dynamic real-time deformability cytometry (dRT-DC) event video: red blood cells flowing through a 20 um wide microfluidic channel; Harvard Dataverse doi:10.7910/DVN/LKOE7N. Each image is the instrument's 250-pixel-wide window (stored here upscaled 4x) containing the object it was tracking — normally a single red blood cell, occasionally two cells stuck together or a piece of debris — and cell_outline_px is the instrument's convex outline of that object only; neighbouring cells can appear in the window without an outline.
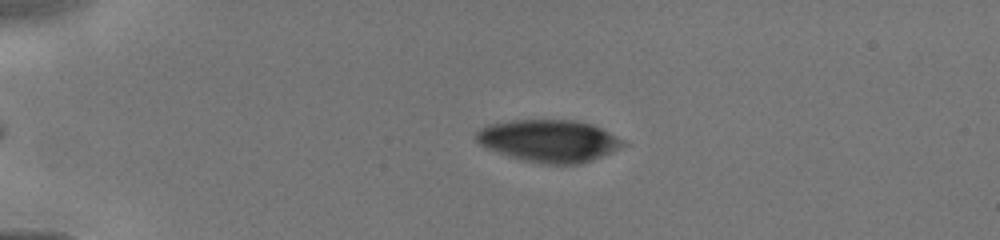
{"species": "human", "species_latin": "Homo sapiens", "temperature_condition": "cold", "stored_images_in_passage": 19, "camera_frame_rate_fps": 3000, "um_per_image_px": 0.085, "donor": {"sex": "male"}, "frame": {"image": 1, "passage_image": 2, "time_ms": 0.333, "image_size_px": [1000, 240], "cell_outline_px": [[628, 144], [612, 152], [592, 160], [580, 164], [548, 164], [524, 160], [508, 156], [488, 148], [480, 144], [476, 140], [476, 132], [480, 128], [488, 124], [512, 120], [576, 120], [592, 124], [624, 140]], "centroid_in_image_um": [46.68, 11.96], "position_along_channel_um": 38.3, "area_um2": 36.07}}
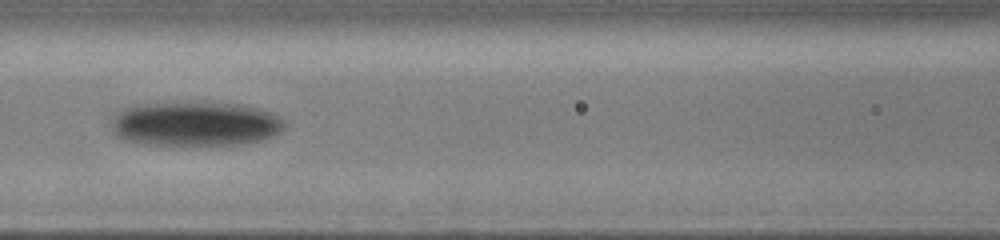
{"frame": {"image": 2, "passage_image": 12, "time_ms": 4.0, "image_size_px": [1000, 240], "cell_outline_px": [[284, 128], [280, 132], [272, 136], [260, 140], [244, 144], [140, 144], [124, 140], [116, 136], [112, 132], [112, 116], [124, 108], [136, 104], [192, 100], [212, 100], [244, 104], [260, 108], [276, 116], [284, 124]], "centroid_in_image_um": [16.55, 10.47], "position_along_channel_um": 150.1, "area_um2": 46.01}}
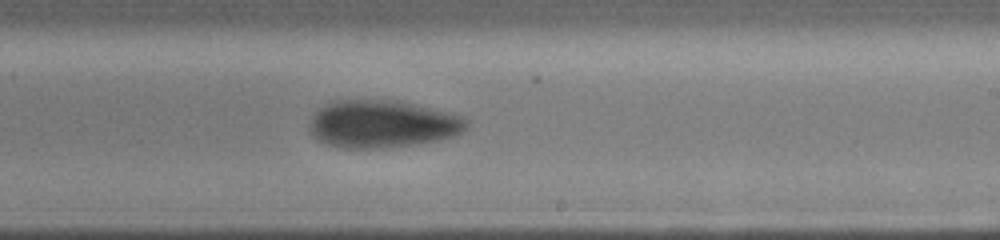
{"frame": {"image": 3, "passage_image": 19, "time_ms": 6.333, "image_size_px": [1000, 240], "cell_outline_px": [[468, 124], [460, 132], [452, 136], [440, 140], [412, 144], [376, 148], [340, 148], [328, 144], [320, 140], [312, 132], [308, 124], [312, 116], [320, 108], [336, 100], [400, 100], [464, 116], [468, 120]], "centroid_in_image_um": [32.51, 10.52], "position_along_channel_um": 256.5, "area_um2": 43.18}}